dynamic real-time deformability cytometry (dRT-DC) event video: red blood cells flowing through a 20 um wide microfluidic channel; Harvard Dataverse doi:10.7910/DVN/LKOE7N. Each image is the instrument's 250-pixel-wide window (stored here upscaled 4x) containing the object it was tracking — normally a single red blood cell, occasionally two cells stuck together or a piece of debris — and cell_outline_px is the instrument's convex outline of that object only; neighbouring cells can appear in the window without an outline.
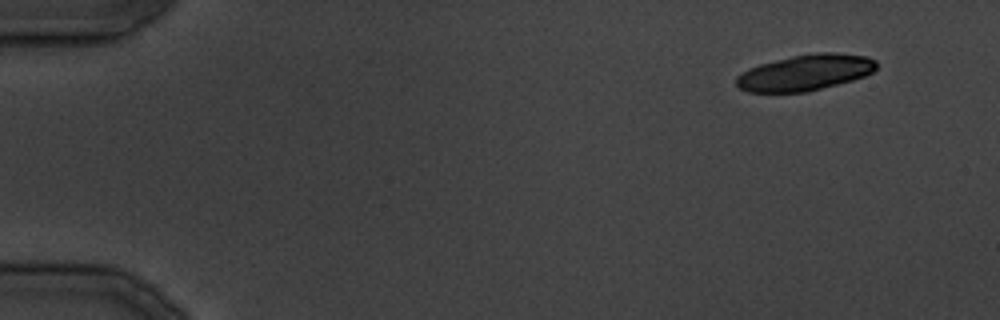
{"species": "common noctule bat (a hibernating species)", "species_latin": "Nyctalus noctula", "temperature_condition": "cold", "stored_images_in_passage": 33, "segment_of_instrument_passage": [1, 2], "camera_frame_rate_fps": 3000, "um_per_image_px": 0.085, "animal": {"sex": "male", "body_mass_g": 19.5, "forearm_length_mm": 54.6}, "frame": {"image": 1, "passage_image": 1, "time_ms": 0.0, "image_size_px": [1000, 320], "cell_outline_px": [[876, 68], [872, 72], [864, 76], [852, 80], [808, 92], [748, 92], [740, 88], [736, 84], [736, 76], [748, 68], [760, 64], [792, 56], [816, 52], [832, 52], [868, 56], [876, 60]], "centroid_in_image_um": [68.44, 6.16], "position_along_channel_um": 16.6, "area_um2": 29.36}}